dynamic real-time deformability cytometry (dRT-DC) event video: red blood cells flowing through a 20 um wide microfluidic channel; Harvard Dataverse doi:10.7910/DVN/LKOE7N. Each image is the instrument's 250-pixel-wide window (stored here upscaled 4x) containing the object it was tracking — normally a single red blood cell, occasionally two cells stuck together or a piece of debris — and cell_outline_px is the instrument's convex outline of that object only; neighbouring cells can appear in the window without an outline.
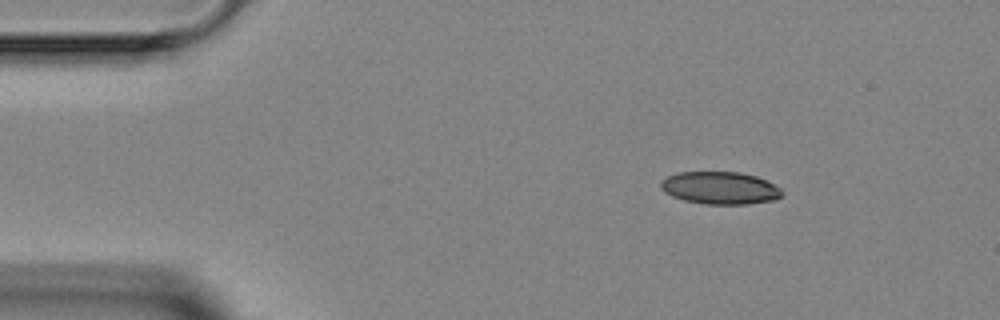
{"species": "Egyptian fruit bat (a non-hibernating species)", "species_latin": "Rousettus aegyptiacus", "temperature_condition": "room temperature", "stored_images_in_passage": 3, "camera_frame_rate_fps": 3000, "um_per_image_px": 0.085, "animal": {"sex": "female"}, "frame": {"image": 1, "passage_image": 1, "time_ms": 0.0, "image_size_px": [1000, 320], "cell_outline_px": [[784, 196], [776, 200], [748, 204], [704, 204], [684, 200], [672, 196], [664, 192], [660, 188], [660, 180], [668, 176], [680, 172], [740, 172], [756, 176], [780, 188], [784, 192]], "centroid_in_image_um": [61.21, 15.98], "position_along_channel_um": 23.8, "area_um2": 23.12}}
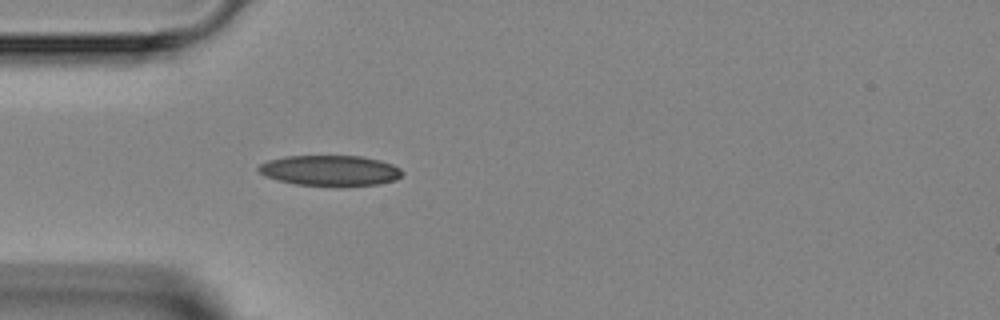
{"frame": {"image": 2, "passage_image": 3, "time_ms": 2.333, "image_size_px": [1000, 320], "cell_outline_px": [[404, 172], [396, 180], [376, 184], [340, 188], [296, 184], [264, 176], [256, 168], [260, 164], [268, 160], [284, 156], [360, 156], [380, 160], [392, 164], [400, 168]], "centroid_in_image_um": [28.07, 14.52], "position_along_channel_um": 56.9, "area_um2": 26.07}}